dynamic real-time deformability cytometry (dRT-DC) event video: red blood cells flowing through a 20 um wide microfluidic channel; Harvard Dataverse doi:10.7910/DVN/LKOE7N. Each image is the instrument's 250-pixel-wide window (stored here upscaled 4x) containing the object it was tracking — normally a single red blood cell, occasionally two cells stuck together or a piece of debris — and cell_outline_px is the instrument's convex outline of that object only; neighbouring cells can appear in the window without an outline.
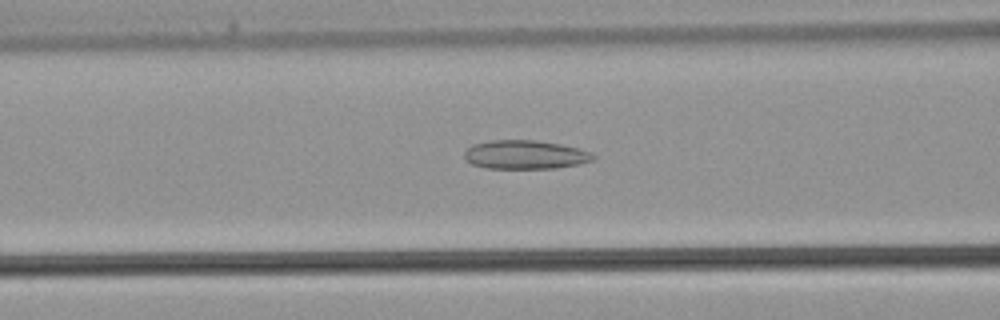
{"species": "common noctule bat (a hibernating species)", "species_latin": "Nyctalus noctula", "temperature_condition": "warm", "stored_images_in_passage": 35, "camera_frame_rate_fps": 3000, "um_per_image_px": 0.085, "animal": {"sex": "male", "body_mass_g": 21.5, "forearm_length_mm": 52.0}, "frame": {"image": 1, "passage_image": 14, "time_ms": 4.333, "image_size_px": [1000, 320], "cell_outline_px": [[596, 156], [592, 160], [580, 164], [556, 168], [484, 168], [472, 164], [464, 160], [464, 152], [472, 144], [492, 140], [536, 140], [560, 144], [592, 152]], "centroid_in_image_um": [44.61, 13.15], "position_along_channel_um": 122.0, "area_um2": 21.68}}
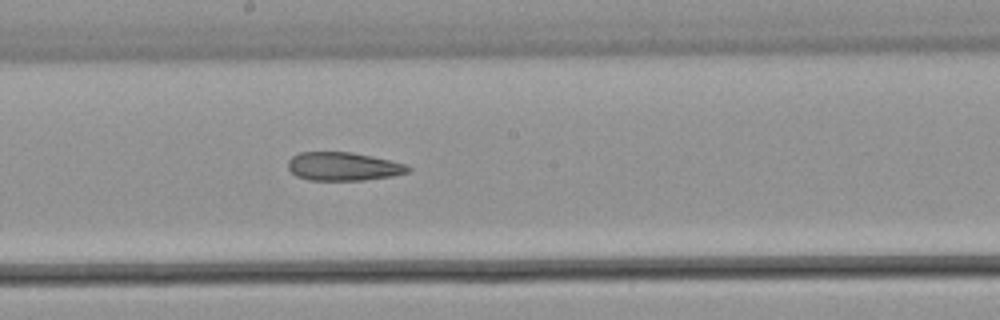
{"frame": {"image": 2, "passage_image": 20, "time_ms": 6.333, "image_size_px": [1000, 320], "cell_outline_px": [[412, 168], [408, 172], [392, 176], [364, 180], [308, 180], [296, 176], [288, 168], [288, 160], [292, 156], [300, 152], [352, 152], [372, 156], [404, 164]], "centroid_in_image_um": [29.15, 14.15], "position_along_channel_um": 219.1, "area_um2": 19.83}}
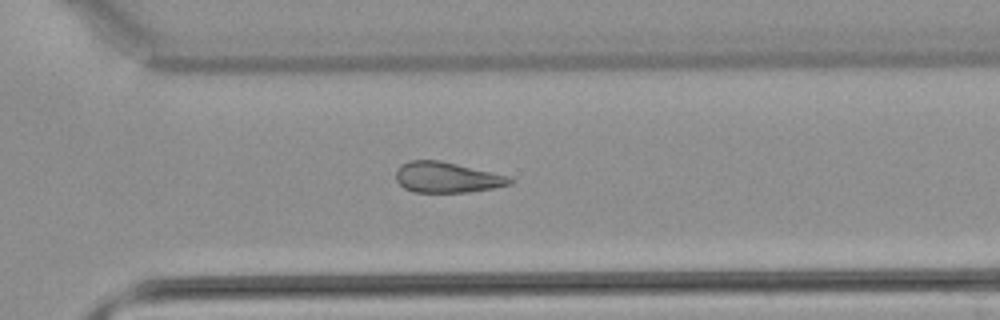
{"frame": {"image": 3, "passage_image": 27, "time_ms": 8.667, "image_size_px": [1000, 320], "cell_outline_px": [[512, 184], [492, 188], [468, 192], [412, 192], [404, 188], [396, 180], [396, 168], [400, 164], [408, 160], [440, 160], [508, 176], [512, 180]], "centroid_in_image_um": [37.92, 15.07], "position_along_channel_um": 332.7, "area_um2": 20.29}}